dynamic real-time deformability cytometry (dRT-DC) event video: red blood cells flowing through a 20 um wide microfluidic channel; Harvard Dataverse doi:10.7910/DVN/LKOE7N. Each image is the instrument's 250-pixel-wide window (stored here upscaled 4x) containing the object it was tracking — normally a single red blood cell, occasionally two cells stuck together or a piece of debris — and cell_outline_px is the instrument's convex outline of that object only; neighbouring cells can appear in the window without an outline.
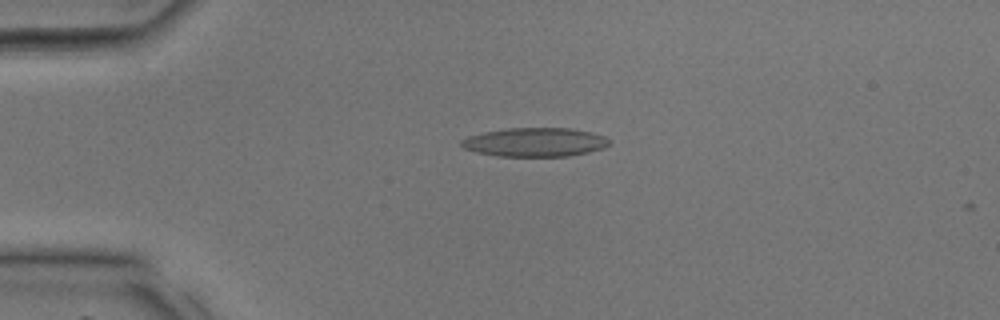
{"species": "common noctule bat (a hibernating species)", "species_latin": "Nyctalus noctula", "temperature_condition": "room temperature", "stored_images_in_passage": 3, "camera_frame_rate_fps": 3000, "um_per_image_px": 0.085, "animal": {"sex": "male", "body_mass_g": 17.9, "forearm_length_mm": 54.2}, "frame": {"image": 1, "passage_image": 2, "time_ms": 0.333, "image_size_px": [1000, 320], "cell_outline_px": [[612, 140], [604, 148], [588, 152], [568, 156], [496, 156], [476, 152], [464, 148], [460, 144], [460, 140], [468, 136], [484, 132], [508, 128], [568, 128], [592, 132], [604, 136]], "centroid_in_image_um": [45.47, 12.08], "position_along_channel_um": 39.5, "area_um2": 24.91}}